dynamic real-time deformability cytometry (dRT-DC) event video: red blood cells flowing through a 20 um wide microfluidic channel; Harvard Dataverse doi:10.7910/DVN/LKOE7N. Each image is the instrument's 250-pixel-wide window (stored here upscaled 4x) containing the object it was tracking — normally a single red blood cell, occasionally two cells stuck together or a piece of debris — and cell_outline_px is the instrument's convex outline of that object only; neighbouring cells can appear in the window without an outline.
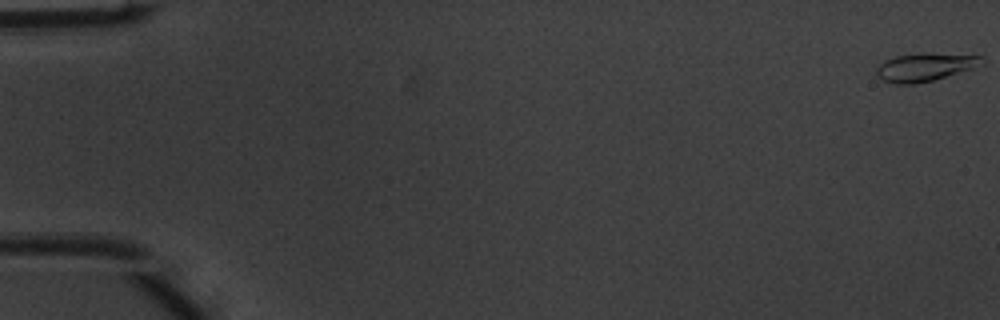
{"species": "common noctule bat (a hibernating species)", "species_latin": "Nyctalus noctula", "temperature_condition": "warm", "stored_images_in_passage": 53, "camera_frame_rate_fps": 3000, "um_per_image_px": 0.085, "animal": {"sex": "male", "body_mass_g": 20.1, "forearm_length_mm": 53.5}, "frame": {"image": 1, "passage_image": 1, "time_ms": 0.0, "image_size_px": [1000, 320], "cell_outline_px": [[984, 64], [972, 68], [932, 80], [912, 84], [896, 84], [880, 80], [876, 76], [876, 68], [884, 60], [896, 56], [984, 56]], "centroid_in_image_um": [78.53, 5.77], "position_along_channel_um": 6.5, "area_um2": 16.07}}
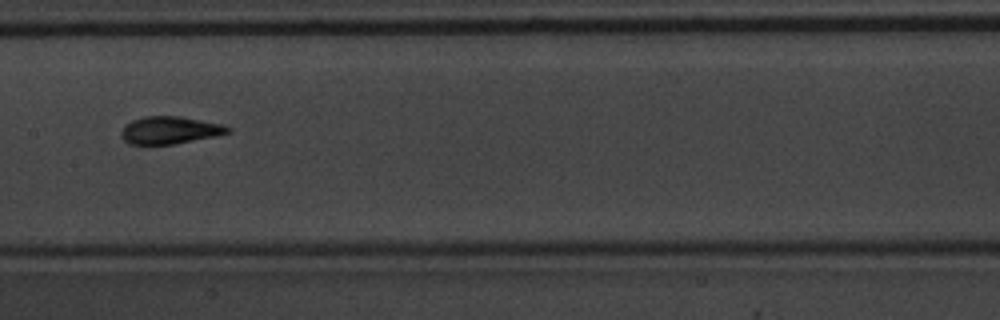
{"frame": {"image": 2, "passage_image": 27, "time_ms": 8.667, "image_size_px": [1000, 320], "cell_outline_px": [[232, 132], [216, 136], [172, 144], [128, 144], [120, 136], [120, 132], [124, 124], [132, 120], [144, 116], [180, 116], [224, 124], [232, 128]], "centroid_in_image_um": [14.44, 11.05], "position_along_channel_um": 193.0, "area_um2": 17.28}}
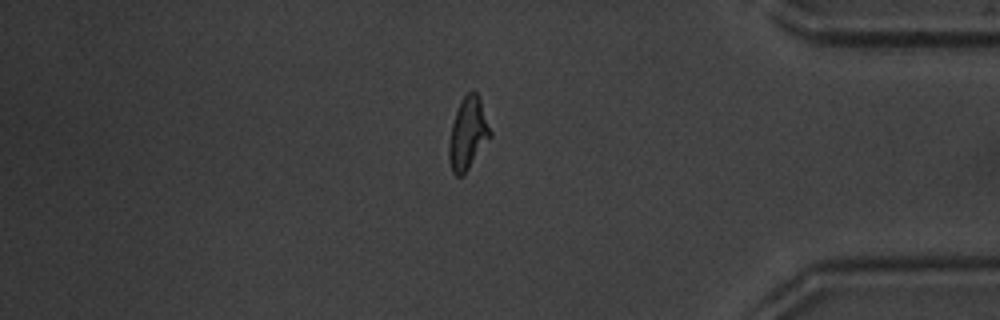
{"frame": {"image": 3, "passage_image": 44, "time_ms": 14.333, "image_size_px": [1000, 320], "cell_outline_px": [[492, 136], [464, 176], [456, 176], [452, 172], [448, 160], [448, 144], [452, 124], [460, 100], [472, 88], [476, 92], [480, 100], [492, 132]], "centroid_in_image_um": [39.77, 11.39], "position_along_channel_um": 395.4, "area_um2": 17.63}, "authors_computed_cell_mechanics": {"area_um2": 16.6464, "velocity_mm_per_s": 4.0303, "shape_relaxation_time_tau1_ms": 3.6512, "shape_relaxation_time_tau2_ms": 1.2378, "deformation_change_tau1": 0.1546, "deformation_change_tau2": 0.0726}}